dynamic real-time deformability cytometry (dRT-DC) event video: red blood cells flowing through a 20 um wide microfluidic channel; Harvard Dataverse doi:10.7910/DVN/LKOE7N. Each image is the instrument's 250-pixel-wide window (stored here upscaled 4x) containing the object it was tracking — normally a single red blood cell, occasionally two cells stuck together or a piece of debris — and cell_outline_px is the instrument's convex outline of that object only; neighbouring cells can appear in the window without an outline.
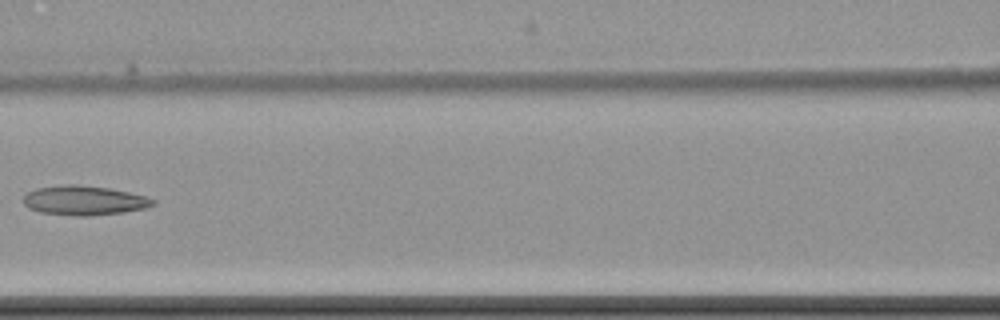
{"species": "common noctule bat (a hibernating species)", "species_latin": "Nyctalus noctula", "temperature_condition": "cold", "stored_images_in_passage": 7, "camera_frame_rate_fps": 3000, "um_per_image_px": 0.085, "animal": {"sex": "female", "body_mass_g": 22.7, "forearm_length_mm": 54.2}, "frame": {"image": 1, "passage_image": 6, "time_ms": 6.667, "image_size_px": [1000, 320], "cell_outline_px": [[156, 204], [144, 208], [124, 212], [88, 216], [76, 216], [40, 212], [28, 208], [24, 204], [24, 196], [28, 192], [36, 188], [60, 184], [76, 184], [112, 188], [144, 196], [156, 200]], "centroid_in_image_um": [7.14, 17.03], "position_along_channel_um": 159.5, "area_um2": 22.37}}
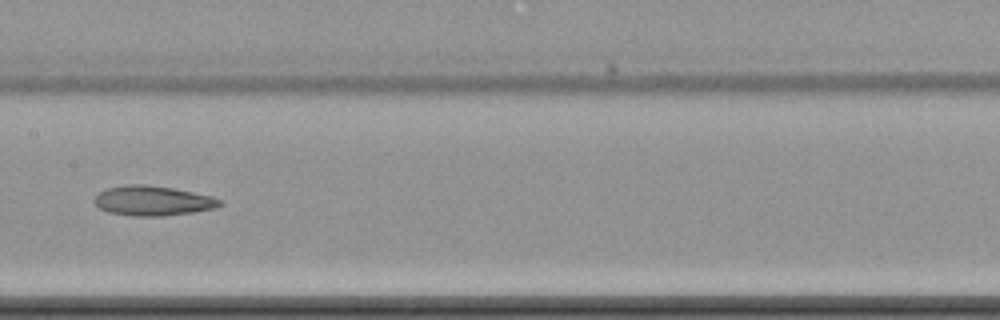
{"frame": {"image": 2, "passage_image": 7, "time_ms": 7.667, "image_size_px": [1000, 320], "cell_outline_px": [[224, 204], [216, 208], [192, 212], [160, 216], [136, 216], [108, 212], [100, 208], [92, 200], [96, 192], [104, 188], [128, 184], [144, 184], [172, 188], [212, 196], [224, 200]], "centroid_in_image_um": [12.97, 17.05], "position_along_channel_um": 194.4, "area_um2": 22.02}}